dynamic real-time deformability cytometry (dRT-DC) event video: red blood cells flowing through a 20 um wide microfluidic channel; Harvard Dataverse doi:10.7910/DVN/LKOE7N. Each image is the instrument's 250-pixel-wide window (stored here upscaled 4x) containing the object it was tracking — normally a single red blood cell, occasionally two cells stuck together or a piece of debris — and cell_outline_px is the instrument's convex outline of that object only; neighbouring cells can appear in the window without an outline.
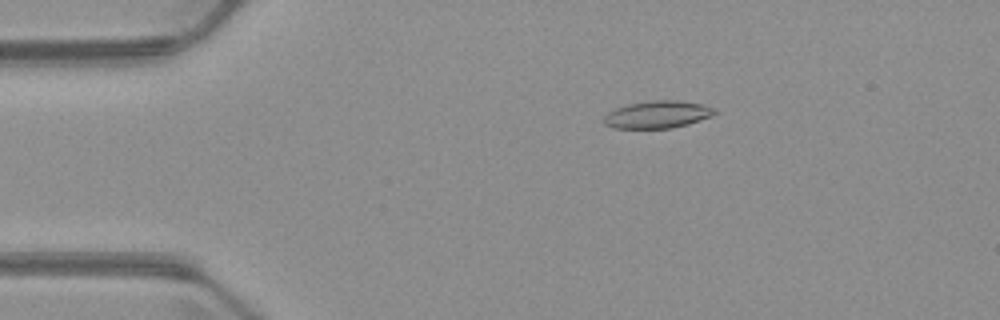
{"species": "common noctule bat (a hibernating species)", "species_latin": "Nyctalus noctula", "temperature_condition": "warm", "stored_images_in_passage": 4, "camera_frame_rate_fps": 3000, "um_per_image_px": 0.085, "animal": {"sex": "male", "body_mass_g": 23.1, "forearm_length_mm": 52.7}, "frame": {"image": 1, "passage_image": 3, "time_ms": 2.667, "image_size_px": [1000, 320], "cell_outline_px": [[716, 112], [712, 116], [688, 124], [672, 128], [612, 128], [604, 124], [604, 116], [608, 112], [616, 108], [628, 104], [652, 100], [676, 100], [704, 104], [716, 108]], "centroid_in_image_um": [55.9, 9.73], "position_along_channel_um": 29.1, "area_um2": 17.74}}